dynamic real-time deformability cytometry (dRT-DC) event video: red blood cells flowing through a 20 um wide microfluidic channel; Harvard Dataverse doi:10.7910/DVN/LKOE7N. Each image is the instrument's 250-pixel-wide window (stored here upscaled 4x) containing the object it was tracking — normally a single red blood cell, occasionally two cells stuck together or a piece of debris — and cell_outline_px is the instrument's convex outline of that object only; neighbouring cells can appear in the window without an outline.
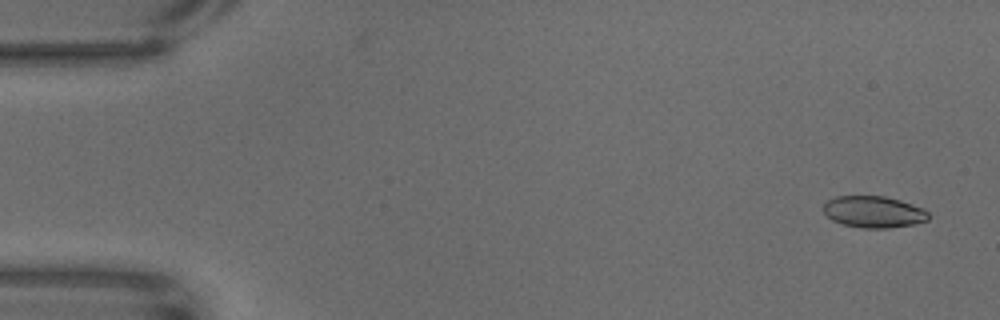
{"species": "common noctule bat (a hibernating species)", "species_latin": "Nyctalus noctula", "temperature_condition": "warm", "stored_images_in_passage": 62, "camera_frame_rate_fps": 3000, "um_per_image_px": 0.085, "animal": {"sex": "male", "body_mass_g": 18.8}, "frame": {"image": 1, "passage_image": 3, "time_ms": 0.667, "image_size_px": [1000, 320], "cell_outline_px": [[928, 220], [916, 224], [888, 228], [860, 228], [844, 224], [832, 220], [824, 212], [824, 204], [828, 200], [836, 196], [884, 196], [900, 200], [924, 208], [928, 212]], "centroid_in_image_um": [74.28, 18.01], "position_along_channel_um": 10.7, "area_um2": 19.36}}
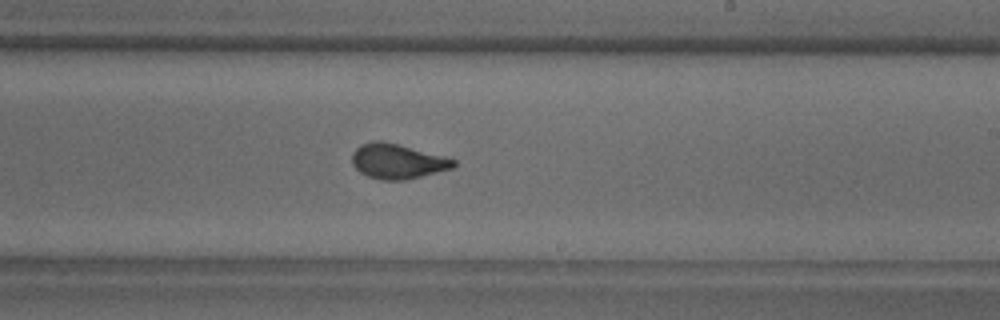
{"frame": {"image": 2, "passage_image": 39, "time_ms": 12.667, "image_size_px": [1000, 320], "cell_outline_px": [[456, 164], [452, 168], [408, 180], [384, 180], [368, 176], [360, 172], [352, 164], [352, 152], [360, 144], [372, 140], [384, 140], [448, 156], [456, 160]], "centroid_in_image_um": [33.8, 13.68], "position_along_channel_um": 255.2, "area_um2": 21.1}}
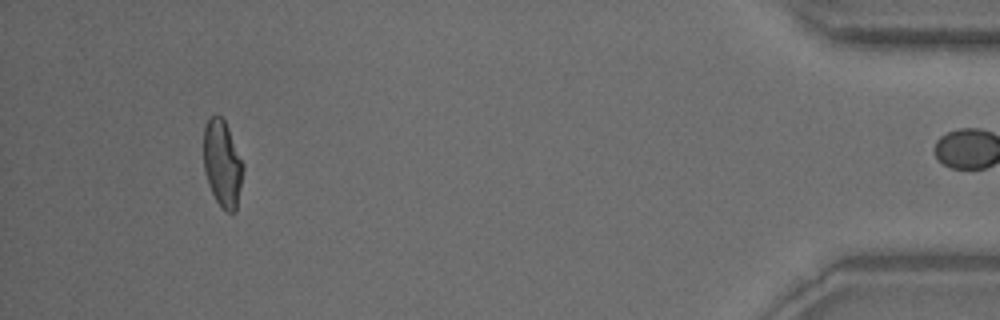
{"frame": {"image": 3, "passage_image": 61, "time_ms": 20.0, "image_size_px": [1000, 320], "cell_outline_px": [[244, 168], [236, 212], [228, 212], [216, 200], [208, 184], [204, 172], [204, 124], [216, 112], [224, 120], [228, 128], [244, 164]], "centroid_in_image_um": [18.9, 13.88], "position_along_channel_um": 416.3, "area_um2": 19.94}}